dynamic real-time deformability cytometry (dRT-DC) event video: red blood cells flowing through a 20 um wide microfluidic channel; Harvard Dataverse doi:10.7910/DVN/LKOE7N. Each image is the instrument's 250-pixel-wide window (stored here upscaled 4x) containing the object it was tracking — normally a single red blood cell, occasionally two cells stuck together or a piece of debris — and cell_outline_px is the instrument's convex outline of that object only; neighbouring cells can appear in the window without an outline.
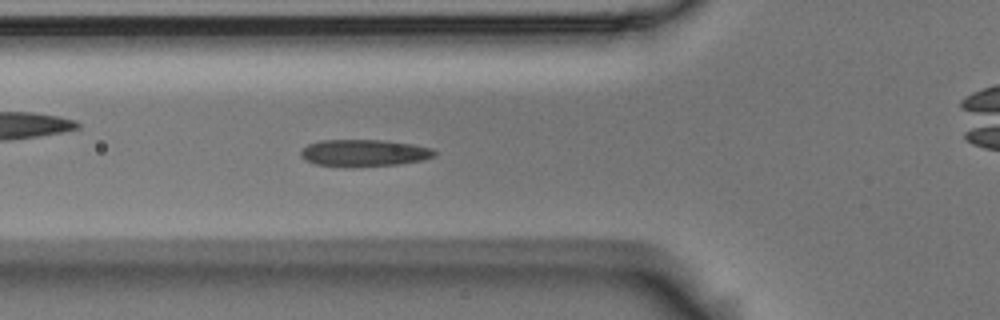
{"species": "Egyptian fruit bat (a non-hibernating species)", "species_latin": "Rousettus aegyptiacus", "temperature_condition": "room temperature", "stored_images_in_passage": 56, "camera_frame_rate_fps": 3000, "um_per_image_px": 0.085, "animal": {"sex": "male"}, "frame": {"image": 1, "passage_image": 19, "time_ms": 6.0, "image_size_px": [1000, 320], "cell_outline_px": [[436, 156], [424, 160], [400, 164], [348, 168], [316, 164], [304, 160], [300, 156], [300, 152], [308, 144], [320, 140], [384, 140], [412, 144], [432, 148], [436, 152]], "centroid_in_image_um": [30.94, 13.01], "position_along_channel_um": 94.9, "area_um2": 21.39}}
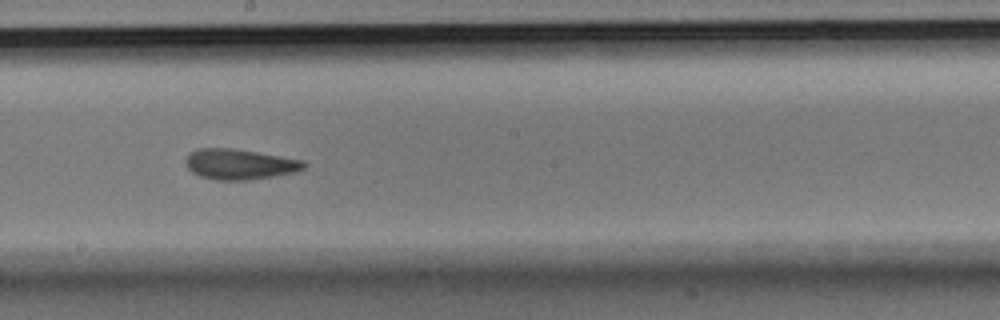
{"frame": {"image": 2, "passage_image": 30, "time_ms": 9.667, "image_size_px": [1000, 320], "cell_outline_px": [[308, 164], [304, 168], [296, 172], [248, 180], [216, 180], [200, 176], [192, 172], [188, 168], [184, 160], [188, 152], [196, 148], [232, 148], [304, 160]], "centroid_in_image_um": [20.34, 13.95], "position_along_channel_um": 227.9, "area_um2": 21.1}}
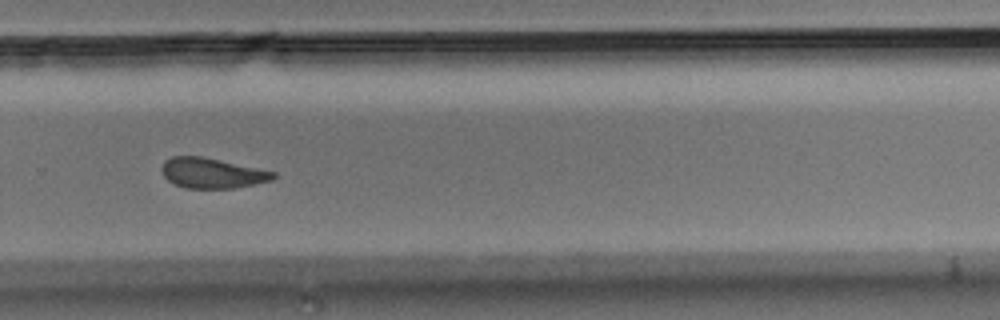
{"frame": {"image": 3, "passage_image": 37, "time_ms": 12.0, "image_size_px": [1000, 320], "cell_outline_px": [[276, 176], [272, 180], [232, 188], [188, 188], [176, 184], [168, 180], [164, 176], [160, 168], [164, 160], [172, 156], [200, 156], [220, 160], [276, 172]], "centroid_in_image_um": [17.99, 14.7], "position_along_channel_um": 311.8, "area_um2": 19.42}, "authors_computed_cell_mechanics": {"area_um2": 20.5768, "velocity_mm_per_s": 3.6209, "shape_relaxation_time_tau1_ms": 8.2586, "shape_relaxation_time_tau2_ms": 2.2788, "deformation_change_tau1": 0.1789, "deformation_change_tau2": 0.0892}}